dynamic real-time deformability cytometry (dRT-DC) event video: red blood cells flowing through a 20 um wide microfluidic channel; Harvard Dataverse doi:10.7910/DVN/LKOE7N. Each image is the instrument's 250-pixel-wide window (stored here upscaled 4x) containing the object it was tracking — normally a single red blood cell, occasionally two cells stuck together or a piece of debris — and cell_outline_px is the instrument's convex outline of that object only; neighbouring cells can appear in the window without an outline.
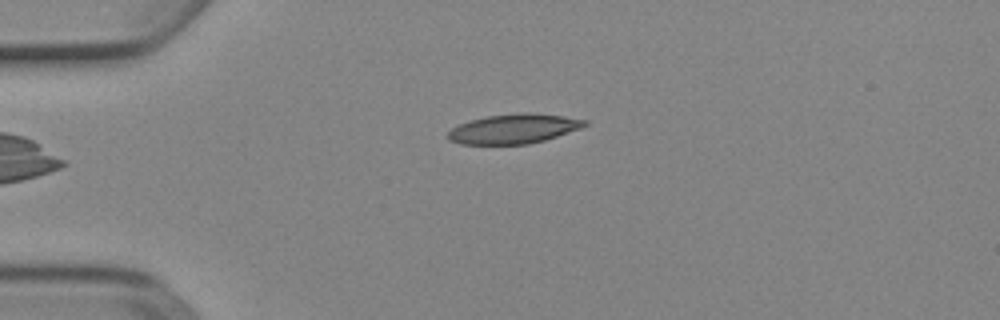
{"species": "Egyptian fruit bat (a non-hibernating species)", "species_latin": "Rousettus aegyptiacus", "temperature_condition": "cold", "stored_images_in_passage": 6, "camera_frame_rate_fps": 3000, "um_per_image_px": 0.085, "animal": {"sex": "female"}, "frame": {"image": 1, "passage_image": 6, "time_ms": 1.667, "image_size_px": [1000, 320], "cell_outline_px": [[588, 124], [580, 128], [544, 140], [528, 144], [460, 144], [448, 140], [448, 132], [452, 128], [460, 124], [472, 120], [488, 116], [524, 112], [532, 112], [564, 116], [588, 120]], "centroid_in_image_um": [43.68, 10.94], "position_along_channel_um": 41.3, "area_um2": 23.41}}